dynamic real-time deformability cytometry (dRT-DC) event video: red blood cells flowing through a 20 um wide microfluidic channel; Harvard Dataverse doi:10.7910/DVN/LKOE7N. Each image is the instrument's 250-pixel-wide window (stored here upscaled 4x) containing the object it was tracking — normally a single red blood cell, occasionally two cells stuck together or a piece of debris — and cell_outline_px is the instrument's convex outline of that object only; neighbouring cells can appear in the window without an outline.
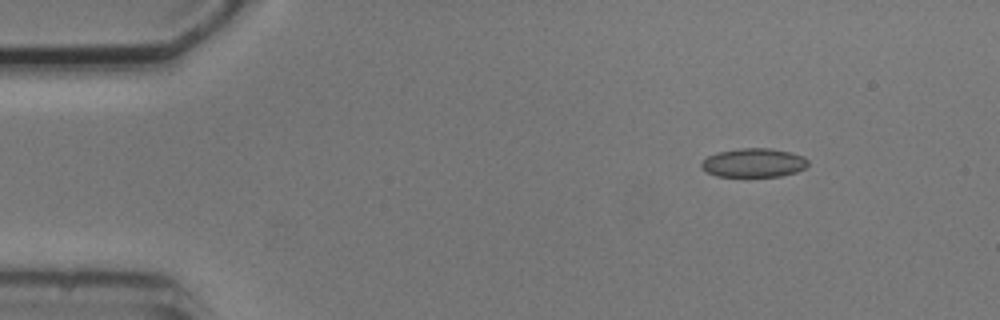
{"species": "common noctule bat (a hibernating species)", "species_latin": "Nyctalus noctula", "temperature_condition": "cold", "stored_images_in_passage": 5, "camera_frame_rate_fps": 3000, "um_per_image_px": 0.085, "animal": {"sex": "male", "body_mass_g": 20.5, "forearm_length_mm": 52.5}, "frame": {"image": 1, "passage_image": 2, "time_ms": 1.0, "image_size_px": [1000, 320], "cell_outline_px": [[808, 164], [804, 168], [796, 172], [780, 176], [716, 176], [704, 172], [700, 168], [700, 164], [708, 156], [716, 152], [740, 148], [772, 148], [792, 152], [804, 156], [808, 160]], "centroid_in_image_um": [64.04, 13.83], "position_along_channel_um": 21.0, "area_um2": 18.15}}
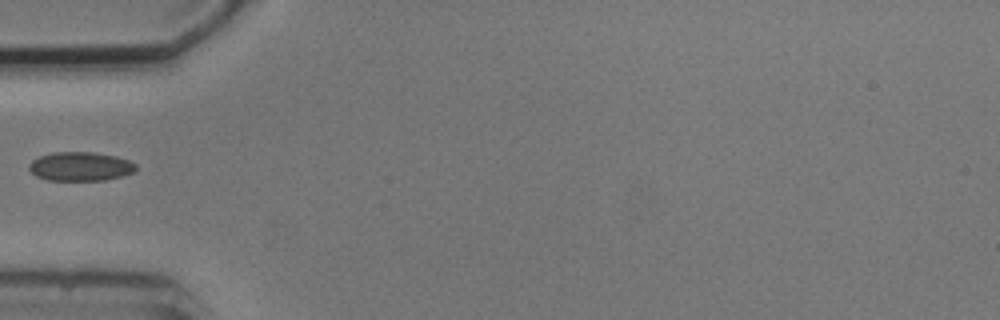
{"frame": {"image": 2, "passage_image": 5, "time_ms": 4.667, "image_size_px": [1000, 320], "cell_outline_px": [[136, 168], [132, 172], [120, 176], [104, 180], [48, 180], [36, 176], [28, 168], [28, 164], [32, 160], [40, 156], [52, 152], [92, 152], [116, 156], [128, 160], [136, 164]], "centroid_in_image_um": [6.8, 14.14], "position_along_channel_um": 78.2, "area_um2": 17.92}}